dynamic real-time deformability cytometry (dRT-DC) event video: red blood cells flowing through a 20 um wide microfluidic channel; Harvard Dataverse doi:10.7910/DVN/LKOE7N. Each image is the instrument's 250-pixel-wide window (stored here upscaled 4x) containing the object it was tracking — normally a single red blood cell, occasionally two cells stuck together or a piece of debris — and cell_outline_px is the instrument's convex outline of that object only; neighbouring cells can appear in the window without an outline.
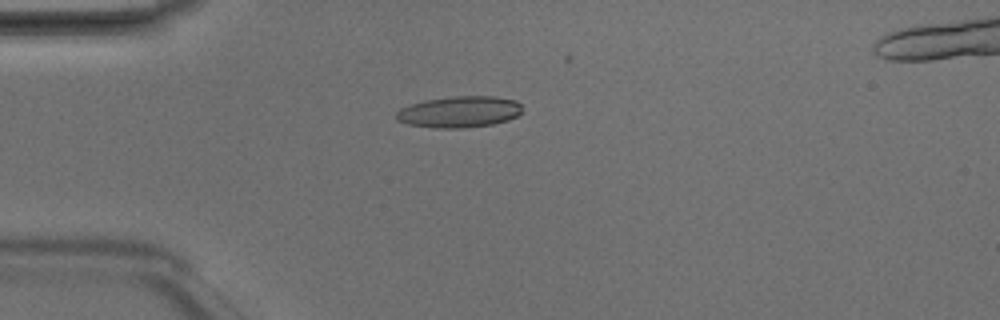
{"species": "Egyptian fruit bat (a non-hibernating species)", "species_latin": "Rousettus aegyptiacus", "temperature_condition": "room temperature", "stored_images_in_passage": 3, "camera_frame_rate_fps": 3000, "um_per_image_px": 0.085, "animal": {"sex": "male"}, "frame": {"image": 1, "passage_image": 2, "time_ms": 0.333, "image_size_px": [1000, 320], "cell_outline_px": [[520, 112], [516, 116], [508, 120], [492, 124], [464, 128], [436, 128], [408, 124], [396, 120], [396, 112], [400, 108], [424, 100], [452, 96], [492, 96], [516, 100], [520, 104]], "centroid_in_image_um": [39.02, 9.5], "position_along_channel_um": 46.0, "area_um2": 22.95}}